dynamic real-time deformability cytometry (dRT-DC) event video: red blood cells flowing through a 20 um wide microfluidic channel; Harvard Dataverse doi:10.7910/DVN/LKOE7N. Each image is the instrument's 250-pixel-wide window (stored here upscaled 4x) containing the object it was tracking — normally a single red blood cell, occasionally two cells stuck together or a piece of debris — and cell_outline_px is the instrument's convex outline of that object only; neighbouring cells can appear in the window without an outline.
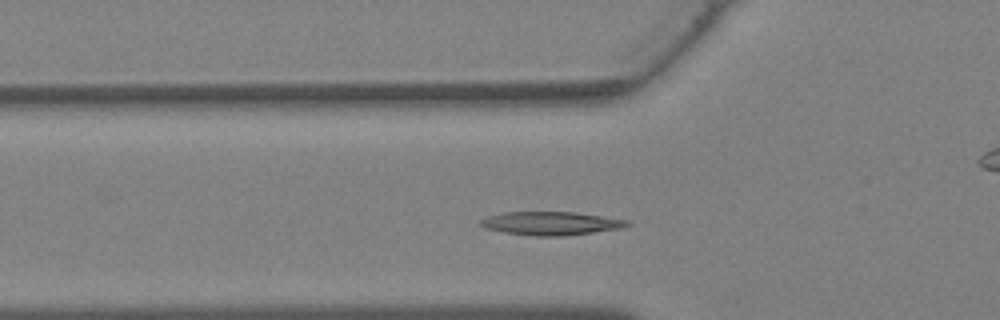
{"species": "Egyptian fruit bat (a non-hibernating species)", "species_latin": "Rousettus aegyptiacus", "temperature_condition": "warm", "stored_images_in_passage": 29, "camera_frame_rate_fps": 3000, "um_per_image_px": 0.085, "animal": {"sex": "female"}, "frame": {"image": 1, "passage_image": 10, "time_ms": 3.0, "image_size_px": [1000, 320], "cell_outline_px": [[632, 224], [620, 228], [592, 232], [560, 236], [536, 236], [504, 232], [488, 228], [480, 224], [480, 220], [488, 216], [500, 212], [576, 212], [628, 220]], "centroid_in_image_um": [46.83, 18.97], "position_along_channel_um": 79.0, "area_um2": 19.77}}
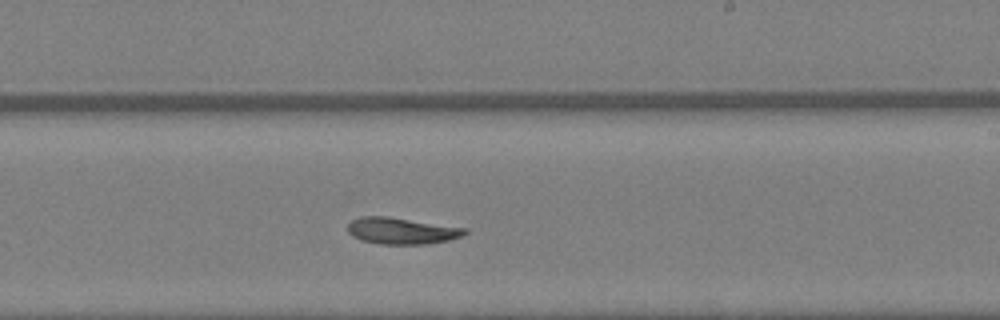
{"frame": {"image": 2, "passage_image": 20, "time_ms": 6.333, "image_size_px": [1000, 320], "cell_outline_px": [[468, 232], [464, 236], [448, 240], [424, 244], [380, 244], [360, 240], [352, 236], [348, 232], [348, 224], [352, 220], [360, 216], [388, 216], [468, 228]], "centroid_in_image_um": [34.15, 19.61], "position_along_channel_um": 254.9, "area_um2": 18.26}}
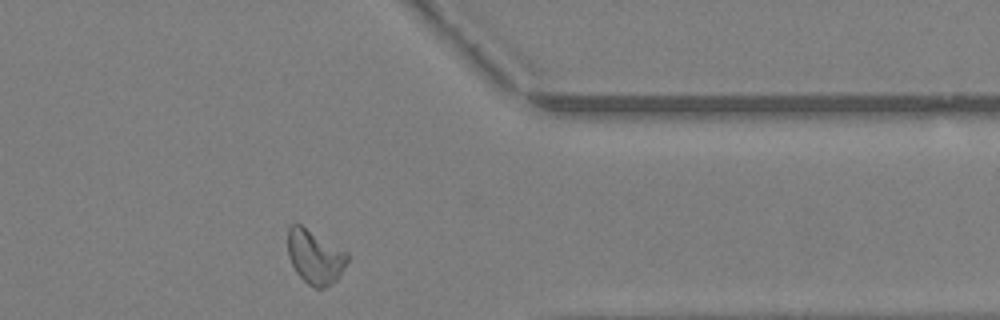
{"frame": {"image": 3, "passage_image": 28, "time_ms": 9.0, "image_size_px": [1000, 320], "cell_outline_px": [[348, 260], [340, 276], [336, 280], [324, 288], [316, 288], [308, 284], [296, 272], [288, 256], [288, 228], [292, 224], [300, 224], [348, 252]], "centroid_in_image_um": [26.78, 21.83], "position_along_channel_um": 384.6, "area_um2": 18.67}}